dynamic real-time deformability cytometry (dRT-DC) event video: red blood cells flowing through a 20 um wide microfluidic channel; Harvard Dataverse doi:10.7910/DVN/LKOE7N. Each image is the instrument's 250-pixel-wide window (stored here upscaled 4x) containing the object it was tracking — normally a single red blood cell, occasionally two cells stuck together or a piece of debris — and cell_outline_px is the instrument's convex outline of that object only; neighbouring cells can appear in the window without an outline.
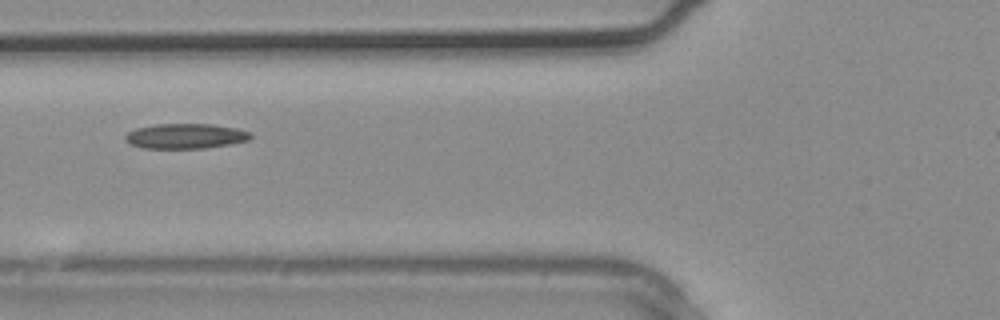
{"species": "common noctule bat (a hibernating species)", "species_latin": "Nyctalus noctula", "temperature_condition": "warm", "stored_images_in_passage": 5, "camera_frame_rate_fps": 3000, "um_per_image_px": 0.085, "animal": {"sex": "male", "body_mass_g": 20.4}, "frame": {"image": 1, "passage_image": 4, "time_ms": 1.0, "image_size_px": [1000, 320], "cell_outline_px": [[252, 136], [248, 140], [228, 144], [204, 148], [144, 148], [132, 144], [124, 140], [124, 136], [128, 132], [136, 128], [156, 124], [212, 124], [236, 128], [248, 132]], "centroid_in_image_um": [15.73, 11.56], "position_along_channel_um": 110.1, "area_um2": 18.09}}